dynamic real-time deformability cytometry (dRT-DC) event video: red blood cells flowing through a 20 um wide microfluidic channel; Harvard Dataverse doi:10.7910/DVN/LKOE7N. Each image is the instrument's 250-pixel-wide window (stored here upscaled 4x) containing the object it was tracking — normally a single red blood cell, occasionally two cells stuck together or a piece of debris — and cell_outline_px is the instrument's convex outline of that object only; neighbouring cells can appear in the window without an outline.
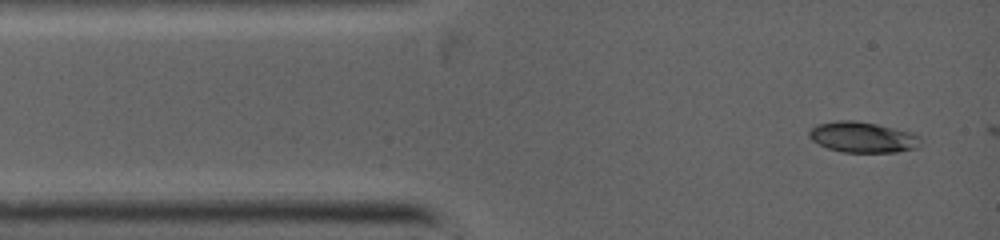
{"species": "common noctule bat (a hibernating species)", "species_latin": "Nyctalus noctula", "temperature_condition": "warm", "stored_images_in_passage": 2, "camera_frame_rate_fps": 5000, "um_per_image_px": 0.085, "animal": {"sex": "female", "body_mass_g": 19.0, "forearm_length_mm": 53.3}, "frame": {"image": 1, "passage_image": 1, "time_ms": 0.0, "image_size_px": [1000, 240], "cell_outline_px": [[920, 144], [916, 148], [896, 152], [844, 152], [828, 148], [812, 140], [808, 136], [808, 132], [816, 124], [836, 120], [852, 120], [876, 124], [912, 132], [920, 136]], "centroid_in_image_um": [73.32, 11.65], "position_along_channel_um": 11.7, "area_um2": 19.88}}